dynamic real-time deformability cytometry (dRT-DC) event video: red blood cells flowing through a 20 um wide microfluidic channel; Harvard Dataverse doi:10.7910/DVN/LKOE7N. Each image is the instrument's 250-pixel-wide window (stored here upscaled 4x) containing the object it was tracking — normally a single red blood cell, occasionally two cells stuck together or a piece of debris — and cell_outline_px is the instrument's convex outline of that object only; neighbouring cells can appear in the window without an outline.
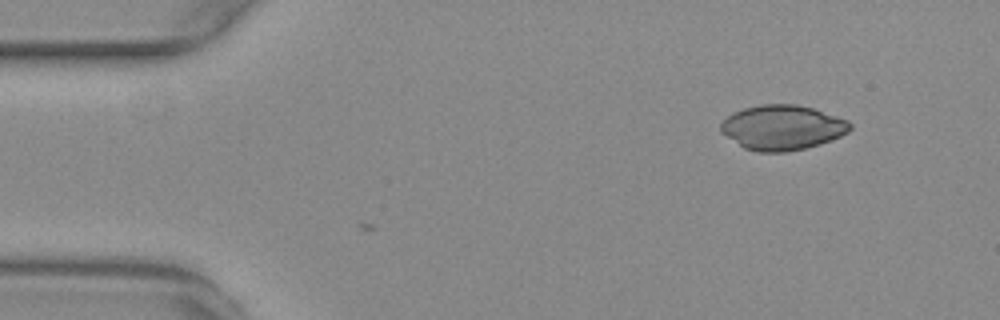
{"species": "common noctule bat (a hibernating species)", "species_latin": "Nyctalus noctula", "temperature_condition": "warm", "stored_images_in_passage": 4, "camera_frame_rate_fps": 3000, "um_per_image_px": 0.085, "animal": {"sex": "female", "body_mass_g": 29.2, "forearm_length_mm": 56.3}, "frame": {"image": 1, "passage_image": 4, "time_ms": 1.0, "image_size_px": [1000, 320], "cell_outline_px": [[852, 128], [848, 132], [840, 136], [820, 144], [804, 148], [784, 152], [756, 152], [744, 148], [720, 132], [720, 124], [732, 112], [744, 108], [760, 104], [796, 104], [812, 108], [848, 120], [852, 124]], "centroid_in_image_um": [66.48, 10.83], "position_along_channel_um": 18.5, "area_um2": 33.81}}